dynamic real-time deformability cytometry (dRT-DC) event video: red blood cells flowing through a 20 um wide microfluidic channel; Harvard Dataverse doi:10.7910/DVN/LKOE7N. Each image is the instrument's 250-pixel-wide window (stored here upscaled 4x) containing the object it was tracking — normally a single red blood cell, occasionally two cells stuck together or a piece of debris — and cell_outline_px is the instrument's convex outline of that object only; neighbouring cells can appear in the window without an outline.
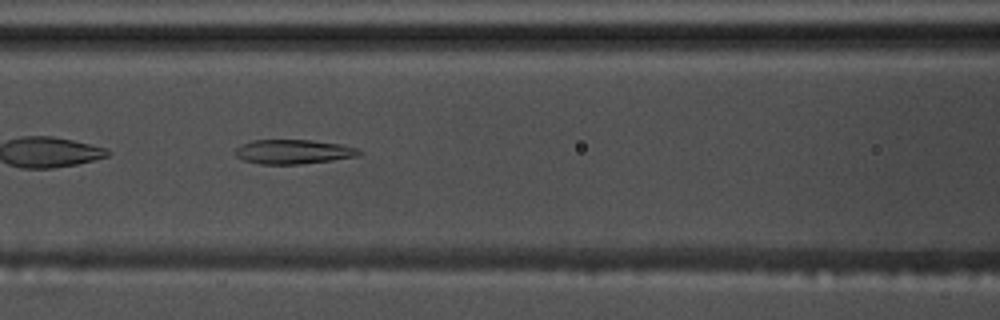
{"species": "common noctule bat (a hibernating species)", "species_latin": "Nyctalus noctula", "temperature_condition": "warm", "stored_images_in_passage": 55, "camera_frame_rate_fps": 3000, "um_per_image_px": 0.085, "animal": {"sex": "male", "body_mass_g": 17.5, "forearm_length_mm": 52.3}, "frame": {"image": 1, "passage_image": 24, "time_ms": 7.667, "image_size_px": [1000, 320], "cell_outline_px": [[364, 152], [360, 156], [332, 160], [300, 164], [260, 164], [244, 160], [236, 156], [232, 152], [240, 144], [252, 140], [308, 140], [340, 144], [360, 148]], "centroid_in_image_um": [24.95, 12.89], "position_along_channel_um": 141.7, "area_um2": 17.8}}
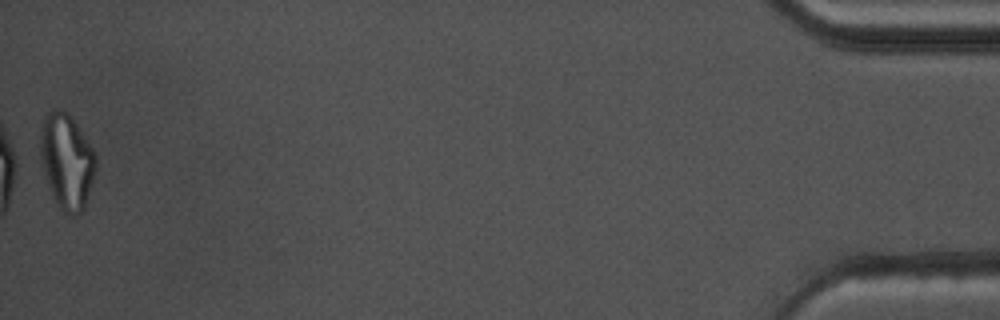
{"frame": {"image": 2, "passage_image": 55, "time_ms": 18.0, "image_size_px": [1000, 320], "cell_outline_px": [[96, 168], [84, 208], [76, 216], [68, 216], [60, 208], [52, 192], [44, 172], [40, 160], [40, 128], [44, 116], [52, 108], [56, 108], [68, 112], [92, 148], [96, 156]], "centroid_in_image_um": [5.66, 13.67], "position_along_channel_um": 429.5, "area_um2": 30.58}, "authors_computed_cell_mechanics": {"area_um2": 26.01, "velocity_mm_per_s": 3.7063, "shape_relaxation_time_tau1_ms": null, "shape_relaxation_time_tau2_ms": 2.7494, "deformation_change_tau1": null, "deformation_change_tau2": 0.1121}}